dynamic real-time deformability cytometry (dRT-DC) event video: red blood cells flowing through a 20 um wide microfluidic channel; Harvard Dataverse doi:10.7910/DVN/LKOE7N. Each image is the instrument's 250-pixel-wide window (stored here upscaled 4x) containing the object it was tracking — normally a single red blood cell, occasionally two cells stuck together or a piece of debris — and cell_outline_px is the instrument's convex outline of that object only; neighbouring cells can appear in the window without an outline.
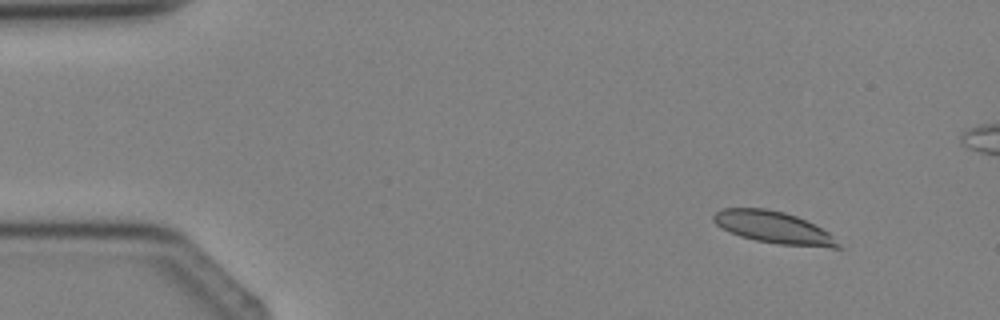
{"species": "Egyptian fruit bat (a non-hibernating species)", "species_latin": "Rousettus aegyptiacus", "temperature_condition": "cold", "stored_images_in_passage": 5, "camera_frame_rate_fps": 3000, "um_per_image_px": 0.085, "animal": {"sex": "female"}, "frame": {"image": 1, "passage_image": 2, "time_ms": 1.0, "image_size_px": [1000, 320], "cell_outline_px": [[844, 248], [832, 248], [780, 244], [756, 240], [740, 236], [720, 228], [712, 220], [712, 216], [720, 208], [764, 208], [784, 212], [796, 216], [828, 232]], "centroid_in_image_um": [65.71, 19.33], "position_along_channel_um": 19.3, "area_um2": 23.06}}